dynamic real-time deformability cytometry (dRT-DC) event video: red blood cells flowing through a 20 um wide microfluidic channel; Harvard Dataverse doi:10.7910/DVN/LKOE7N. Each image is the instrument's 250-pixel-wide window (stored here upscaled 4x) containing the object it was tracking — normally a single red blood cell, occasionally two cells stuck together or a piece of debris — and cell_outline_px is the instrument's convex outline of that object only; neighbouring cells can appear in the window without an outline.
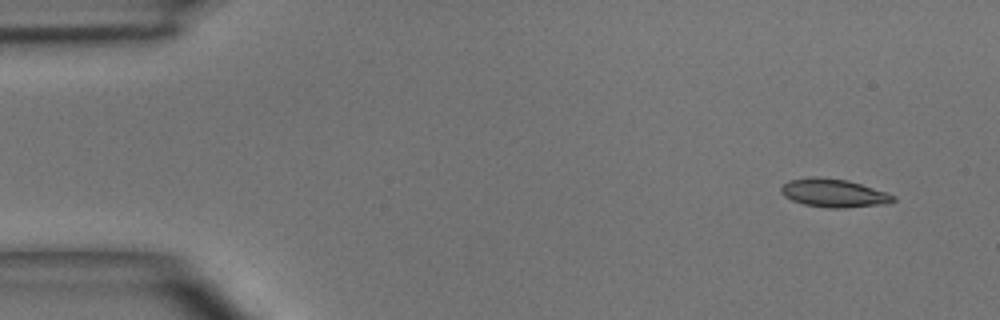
{"species": "common noctule bat (a hibernating species)", "species_latin": "Nyctalus noctula", "temperature_condition": "room temperature", "stored_images_in_passage": 3, "segment_of_instrument_passage": [2, 2], "camera_frame_rate_fps": 3000, "um_per_image_px": 0.085, "animal": {"sex": "male", "body_mass_g": 15.6}, "frame": {"image": 1, "passage_image": 3, "time_ms": 2.333, "image_size_px": [1000, 320], "cell_outline_px": [[896, 200], [888, 204], [844, 208], [828, 208], [804, 204], [792, 200], [784, 196], [780, 192], [780, 188], [788, 180], [812, 176], [816, 176], [848, 180], [896, 196]], "centroid_in_image_um": [70.85, 16.41], "position_along_channel_um": 14.2, "area_um2": 18.55}}